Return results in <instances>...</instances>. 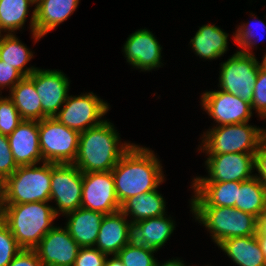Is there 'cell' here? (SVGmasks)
I'll return each instance as SVG.
<instances>
[{
  "mask_svg": "<svg viewBox=\"0 0 266 266\" xmlns=\"http://www.w3.org/2000/svg\"><path fill=\"white\" fill-rule=\"evenodd\" d=\"M18 168L8 142V136L0 134V175L7 179Z\"/></svg>",
  "mask_w": 266,
  "mask_h": 266,
  "instance_id": "cell-35",
  "label": "cell"
},
{
  "mask_svg": "<svg viewBox=\"0 0 266 266\" xmlns=\"http://www.w3.org/2000/svg\"><path fill=\"white\" fill-rule=\"evenodd\" d=\"M235 208L250 213L257 219L266 210V189L256 176L239 182Z\"/></svg>",
  "mask_w": 266,
  "mask_h": 266,
  "instance_id": "cell-28",
  "label": "cell"
},
{
  "mask_svg": "<svg viewBox=\"0 0 266 266\" xmlns=\"http://www.w3.org/2000/svg\"><path fill=\"white\" fill-rule=\"evenodd\" d=\"M153 152L133 144L111 170L120 205L132 196L157 189L164 181L160 160Z\"/></svg>",
  "mask_w": 266,
  "mask_h": 266,
  "instance_id": "cell-1",
  "label": "cell"
},
{
  "mask_svg": "<svg viewBox=\"0 0 266 266\" xmlns=\"http://www.w3.org/2000/svg\"><path fill=\"white\" fill-rule=\"evenodd\" d=\"M112 123L104 120L79 136L78 153L74 165L82 172L111 171L123 154L133 145L120 143V136Z\"/></svg>",
  "mask_w": 266,
  "mask_h": 266,
  "instance_id": "cell-2",
  "label": "cell"
},
{
  "mask_svg": "<svg viewBox=\"0 0 266 266\" xmlns=\"http://www.w3.org/2000/svg\"><path fill=\"white\" fill-rule=\"evenodd\" d=\"M80 246L68 230L54 226L34 248L43 266H74Z\"/></svg>",
  "mask_w": 266,
  "mask_h": 266,
  "instance_id": "cell-15",
  "label": "cell"
},
{
  "mask_svg": "<svg viewBox=\"0 0 266 266\" xmlns=\"http://www.w3.org/2000/svg\"><path fill=\"white\" fill-rule=\"evenodd\" d=\"M205 165L209 177H196L193 182H243L255 176V153L209 154Z\"/></svg>",
  "mask_w": 266,
  "mask_h": 266,
  "instance_id": "cell-11",
  "label": "cell"
},
{
  "mask_svg": "<svg viewBox=\"0 0 266 266\" xmlns=\"http://www.w3.org/2000/svg\"><path fill=\"white\" fill-rule=\"evenodd\" d=\"M217 246L238 266H266L257 235L232 237Z\"/></svg>",
  "mask_w": 266,
  "mask_h": 266,
  "instance_id": "cell-23",
  "label": "cell"
},
{
  "mask_svg": "<svg viewBox=\"0 0 266 266\" xmlns=\"http://www.w3.org/2000/svg\"><path fill=\"white\" fill-rule=\"evenodd\" d=\"M248 123L214 126L203 133V146L198 150L206 151L207 155L255 153L266 130Z\"/></svg>",
  "mask_w": 266,
  "mask_h": 266,
  "instance_id": "cell-6",
  "label": "cell"
},
{
  "mask_svg": "<svg viewBox=\"0 0 266 266\" xmlns=\"http://www.w3.org/2000/svg\"><path fill=\"white\" fill-rule=\"evenodd\" d=\"M107 257L95 247H80L74 266H104Z\"/></svg>",
  "mask_w": 266,
  "mask_h": 266,
  "instance_id": "cell-36",
  "label": "cell"
},
{
  "mask_svg": "<svg viewBox=\"0 0 266 266\" xmlns=\"http://www.w3.org/2000/svg\"><path fill=\"white\" fill-rule=\"evenodd\" d=\"M40 151L45 162L73 164L80 133L61 124L54 117L38 121Z\"/></svg>",
  "mask_w": 266,
  "mask_h": 266,
  "instance_id": "cell-7",
  "label": "cell"
},
{
  "mask_svg": "<svg viewBox=\"0 0 266 266\" xmlns=\"http://www.w3.org/2000/svg\"><path fill=\"white\" fill-rule=\"evenodd\" d=\"M57 217L48 202L3 204V221L22 249H34Z\"/></svg>",
  "mask_w": 266,
  "mask_h": 266,
  "instance_id": "cell-3",
  "label": "cell"
},
{
  "mask_svg": "<svg viewBox=\"0 0 266 266\" xmlns=\"http://www.w3.org/2000/svg\"><path fill=\"white\" fill-rule=\"evenodd\" d=\"M256 23H259V25L262 26L264 30H266V25L262 21L257 20ZM248 25L250 28L248 27ZM252 26H253V23L251 24V26H250V23L249 24L243 23V25L241 24V26L237 28L235 35H233L234 41L236 42L237 45H239L238 47L241 48L239 51L245 54H253L252 51H250V49H253L252 47L256 45L255 43L257 42V40H255V36L257 35L255 34L256 32H254L255 30L251 28ZM257 39H258V36H257Z\"/></svg>",
  "mask_w": 266,
  "mask_h": 266,
  "instance_id": "cell-34",
  "label": "cell"
},
{
  "mask_svg": "<svg viewBox=\"0 0 266 266\" xmlns=\"http://www.w3.org/2000/svg\"><path fill=\"white\" fill-rule=\"evenodd\" d=\"M104 266H124V265L117 255H113L111 259L107 257Z\"/></svg>",
  "mask_w": 266,
  "mask_h": 266,
  "instance_id": "cell-42",
  "label": "cell"
},
{
  "mask_svg": "<svg viewBox=\"0 0 266 266\" xmlns=\"http://www.w3.org/2000/svg\"><path fill=\"white\" fill-rule=\"evenodd\" d=\"M162 47L148 29H138L124 44L123 52L127 62L141 71H150L162 66Z\"/></svg>",
  "mask_w": 266,
  "mask_h": 266,
  "instance_id": "cell-16",
  "label": "cell"
},
{
  "mask_svg": "<svg viewBox=\"0 0 266 266\" xmlns=\"http://www.w3.org/2000/svg\"><path fill=\"white\" fill-rule=\"evenodd\" d=\"M257 238L266 260V210L258 218Z\"/></svg>",
  "mask_w": 266,
  "mask_h": 266,
  "instance_id": "cell-40",
  "label": "cell"
},
{
  "mask_svg": "<svg viewBox=\"0 0 266 266\" xmlns=\"http://www.w3.org/2000/svg\"><path fill=\"white\" fill-rule=\"evenodd\" d=\"M201 105L218 126L249 122L252 107L242 100L223 90L207 91L201 96Z\"/></svg>",
  "mask_w": 266,
  "mask_h": 266,
  "instance_id": "cell-13",
  "label": "cell"
},
{
  "mask_svg": "<svg viewBox=\"0 0 266 266\" xmlns=\"http://www.w3.org/2000/svg\"><path fill=\"white\" fill-rule=\"evenodd\" d=\"M155 266H186L183 260L180 259H173L168 260L165 263L160 264L159 262H156Z\"/></svg>",
  "mask_w": 266,
  "mask_h": 266,
  "instance_id": "cell-41",
  "label": "cell"
},
{
  "mask_svg": "<svg viewBox=\"0 0 266 266\" xmlns=\"http://www.w3.org/2000/svg\"><path fill=\"white\" fill-rule=\"evenodd\" d=\"M155 252L131 241L117 253V256L124 266H155L157 262L153 255Z\"/></svg>",
  "mask_w": 266,
  "mask_h": 266,
  "instance_id": "cell-30",
  "label": "cell"
},
{
  "mask_svg": "<svg viewBox=\"0 0 266 266\" xmlns=\"http://www.w3.org/2000/svg\"><path fill=\"white\" fill-rule=\"evenodd\" d=\"M3 222V204L0 203V224H2Z\"/></svg>",
  "mask_w": 266,
  "mask_h": 266,
  "instance_id": "cell-44",
  "label": "cell"
},
{
  "mask_svg": "<svg viewBox=\"0 0 266 266\" xmlns=\"http://www.w3.org/2000/svg\"><path fill=\"white\" fill-rule=\"evenodd\" d=\"M109 104L93 92L69 96L54 116L61 124L79 133L100 125L109 110Z\"/></svg>",
  "mask_w": 266,
  "mask_h": 266,
  "instance_id": "cell-9",
  "label": "cell"
},
{
  "mask_svg": "<svg viewBox=\"0 0 266 266\" xmlns=\"http://www.w3.org/2000/svg\"><path fill=\"white\" fill-rule=\"evenodd\" d=\"M51 163L18 166L6 179L2 204L50 202Z\"/></svg>",
  "mask_w": 266,
  "mask_h": 266,
  "instance_id": "cell-5",
  "label": "cell"
},
{
  "mask_svg": "<svg viewBox=\"0 0 266 266\" xmlns=\"http://www.w3.org/2000/svg\"><path fill=\"white\" fill-rule=\"evenodd\" d=\"M5 183L6 179L0 175V203H3L5 196Z\"/></svg>",
  "mask_w": 266,
  "mask_h": 266,
  "instance_id": "cell-43",
  "label": "cell"
},
{
  "mask_svg": "<svg viewBox=\"0 0 266 266\" xmlns=\"http://www.w3.org/2000/svg\"><path fill=\"white\" fill-rule=\"evenodd\" d=\"M253 91L251 107L264 119L266 118V62L258 70Z\"/></svg>",
  "mask_w": 266,
  "mask_h": 266,
  "instance_id": "cell-33",
  "label": "cell"
},
{
  "mask_svg": "<svg viewBox=\"0 0 266 266\" xmlns=\"http://www.w3.org/2000/svg\"><path fill=\"white\" fill-rule=\"evenodd\" d=\"M21 250L8 226L0 224V266H7Z\"/></svg>",
  "mask_w": 266,
  "mask_h": 266,
  "instance_id": "cell-32",
  "label": "cell"
},
{
  "mask_svg": "<svg viewBox=\"0 0 266 266\" xmlns=\"http://www.w3.org/2000/svg\"><path fill=\"white\" fill-rule=\"evenodd\" d=\"M166 202L157 189L132 196L121 205L126 217L131 216V223L147 218L160 217L166 214ZM130 214V215H129Z\"/></svg>",
  "mask_w": 266,
  "mask_h": 266,
  "instance_id": "cell-25",
  "label": "cell"
},
{
  "mask_svg": "<svg viewBox=\"0 0 266 266\" xmlns=\"http://www.w3.org/2000/svg\"><path fill=\"white\" fill-rule=\"evenodd\" d=\"M191 207H235L239 182H192Z\"/></svg>",
  "mask_w": 266,
  "mask_h": 266,
  "instance_id": "cell-20",
  "label": "cell"
},
{
  "mask_svg": "<svg viewBox=\"0 0 266 266\" xmlns=\"http://www.w3.org/2000/svg\"><path fill=\"white\" fill-rule=\"evenodd\" d=\"M265 62L266 59L263 58L259 63L254 54L237 51L221 64L220 89L251 104L258 70Z\"/></svg>",
  "mask_w": 266,
  "mask_h": 266,
  "instance_id": "cell-8",
  "label": "cell"
},
{
  "mask_svg": "<svg viewBox=\"0 0 266 266\" xmlns=\"http://www.w3.org/2000/svg\"><path fill=\"white\" fill-rule=\"evenodd\" d=\"M9 92L23 120H42L41 99L29 77H23Z\"/></svg>",
  "mask_w": 266,
  "mask_h": 266,
  "instance_id": "cell-26",
  "label": "cell"
},
{
  "mask_svg": "<svg viewBox=\"0 0 266 266\" xmlns=\"http://www.w3.org/2000/svg\"><path fill=\"white\" fill-rule=\"evenodd\" d=\"M7 266H43L34 249H22Z\"/></svg>",
  "mask_w": 266,
  "mask_h": 266,
  "instance_id": "cell-39",
  "label": "cell"
},
{
  "mask_svg": "<svg viewBox=\"0 0 266 266\" xmlns=\"http://www.w3.org/2000/svg\"><path fill=\"white\" fill-rule=\"evenodd\" d=\"M24 76L11 65L0 60V88L9 87V91L23 78ZM1 91V90H0Z\"/></svg>",
  "mask_w": 266,
  "mask_h": 266,
  "instance_id": "cell-37",
  "label": "cell"
},
{
  "mask_svg": "<svg viewBox=\"0 0 266 266\" xmlns=\"http://www.w3.org/2000/svg\"><path fill=\"white\" fill-rule=\"evenodd\" d=\"M78 4L79 0H36L30 20L35 42L68 19Z\"/></svg>",
  "mask_w": 266,
  "mask_h": 266,
  "instance_id": "cell-17",
  "label": "cell"
},
{
  "mask_svg": "<svg viewBox=\"0 0 266 266\" xmlns=\"http://www.w3.org/2000/svg\"><path fill=\"white\" fill-rule=\"evenodd\" d=\"M42 105V119L54 117L68 97L70 81L61 70L37 68L30 76Z\"/></svg>",
  "mask_w": 266,
  "mask_h": 266,
  "instance_id": "cell-14",
  "label": "cell"
},
{
  "mask_svg": "<svg viewBox=\"0 0 266 266\" xmlns=\"http://www.w3.org/2000/svg\"><path fill=\"white\" fill-rule=\"evenodd\" d=\"M132 241V223L119 210L105 214L97 236L95 248L106 255L117 253Z\"/></svg>",
  "mask_w": 266,
  "mask_h": 266,
  "instance_id": "cell-18",
  "label": "cell"
},
{
  "mask_svg": "<svg viewBox=\"0 0 266 266\" xmlns=\"http://www.w3.org/2000/svg\"><path fill=\"white\" fill-rule=\"evenodd\" d=\"M166 215L133 223L132 241L155 251L162 248L175 230V223Z\"/></svg>",
  "mask_w": 266,
  "mask_h": 266,
  "instance_id": "cell-21",
  "label": "cell"
},
{
  "mask_svg": "<svg viewBox=\"0 0 266 266\" xmlns=\"http://www.w3.org/2000/svg\"><path fill=\"white\" fill-rule=\"evenodd\" d=\"M82 183L83 173L74 164L51 163L50 201L57 204L53 207L57 216L81 207Z\"/></svg>",
  "mask_w": 266,
  "mask_h": 266,
  "instance_id": "cell-10",
  "label": "cell"
},
{
  "mask_svg": "<svg viewBox=\"0 0 266 266\" xmlns=\"http://www.w3.org/2000/svg\"><path fill=\"white\" fill-rule=\"evenodd\" d=\"M8 142L18 166L38 165L41 161L45 162L40 151L38 121L23 120L8 135Z\"/></svg>",
  "mask_w": 266,
  "mask_h": 266,
  "instance_id": "cell-19",
  "label": "cell"
},
{
  "mask_svg": "<svg viewBox=\"0 0 266 266\" xmlns=\"http://www.w3.org/2000/svg\"><path fill=\"white\" fill-rule=\"evenodd\" d=\"M33 58V53L27 46L12 34H5L0 39V60L14 67L24 77L30 76L37 68L26 67V64ZM26 67V68H25Z\"/></svg>",
  "mask_w": 266,
  "mask_h": 266,
  "instance_id": "cell-27",
  "label": "cell"
},
{
  "mask_svg": "<svg viewBox=\"0 0 266 266\" xmlns=\"http://www.w3.org/2000/svg\"><path fill=\"white\" fill-rule=\"evenodd\" d=\"M255 169L258 172L255 175L259 180L260 183L266 189V134L260 140L258 148L255 152Z\"/></svg>",
  "mask_w": 266,
  "mask_h": 266,
  "instance_id": "cell-38",
  "label": "cell"
},
{
  "mask_svg": "<svg viewBox=\"0 0 266 266\" xmlns=\"http://www.w3.org/2000/svg\"><path fill=\"white\" fill-rule=\"evenodd\" d=\"M33 4L36 0H0V32L12 34L22 28Z\"/></svg>",
  "mask_w": 266,
  "mask_h": 266,
  "instance_id": "cell-29",
  "label": "cell"
},
{
  "mask_svg": "<svg viewBox=\"0 0 266 266\" xmlns=\"http://www.w3.org/2000/svg\"><path fill=\"white\" fill-rule=\"evenodd\" d=\"M22 121L12 99L9 96H0V134L8 136Z\"/></svg>",
  "mask_w": 266,
  "mask_h": 266,
  "instance_id": "cell-31",
  "label": "cell"
},
{
  "mask_svg": "<svg viewBox=\"0 0 266 266\" xmlns=\"http://www.w3.org/2000/svg\"><path fill=\"white\" fill-rule=\"evenodd\" d=\"M81 207L104 215L121 210L111 171L83 173Z\"/></svg>",
  "mask_w": 266,
  "mask_h": 266,
  "instance_id": "cell-12",
  "label": "cell"
},
{
  "mask_svg": "<svg viewBox=\"0 0 266 266\" xmlns=\"http://www.w3.org/2000/svg\"><path fill=\"white\" fill-rule=\"evenodd\" d=\"M190 45L197 56L215 60L228 50V34L215 25L206 24L199 27Z\"/></svg>",
  "mask_w": 266,
  "mask_h": 266,
  "instance_id": "cell-24",
  "label": "cell"
},
{
  "mask_svg": "<svg viewBox=\"0 0 266 266\" xmlns=\"http://www.w3.org/2000/svg\"><path fill=\"white\" fill-rule=\"evenodd\" d=\"M65 216L69 218L64 227L78 245L80 247H94L104 214L79 207L68 212Z\"/></svg>",
  "mask_w": 266,
  "mask_h": 266,
  "instance_id": "cell-22",
  "label": "cell"
},
{
  "mask_svg": "<svg viewBox=\"0 0 266 266\" xmlns=\"http://www.w3.org/2000/svg\"><path fill=\"white\" fill-rule=\"evenodd\" d=\"M196 221L202 223L218 245L232 237L257 234L258 219L235 207H190Z\"/></svg>",
  "mask_w": 266,
  "mask_h": 266,
  "instance_id": "cell-4",
  "label": "cell"
}]
</instances>
